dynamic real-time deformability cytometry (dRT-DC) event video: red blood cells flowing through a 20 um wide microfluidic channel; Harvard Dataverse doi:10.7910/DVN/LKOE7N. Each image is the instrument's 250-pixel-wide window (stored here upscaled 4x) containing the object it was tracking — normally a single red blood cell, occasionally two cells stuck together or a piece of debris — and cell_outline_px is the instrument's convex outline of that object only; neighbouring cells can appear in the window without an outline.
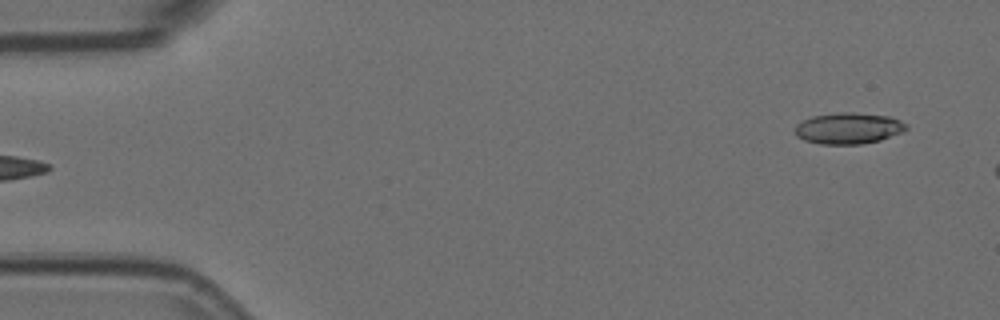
{"species": "Egyptian fruit bat (a non-hibernating species)", "species_latin": "Rousettus aegyptiacus", "temperature_condition": "room temperature", "stored_images_in_passage": 5, "segment_of_instrument_passage": [2, 2], "camera_frame_rate_fps": 3000, "um_per_image_px": 0.085, "animal": {"sex": "female"}, "frame": {"image": 1, "passage_image": 5, "time_ms": 1.333, "image_size_px": [1000, 320], "cell_outline_px": [[908, 128], [904, 132], [880, 140], [860, 144], [820, 144], [804, 140], [796, 136], [796, 124], [812, 116], [840, 112], [852, 112], [888, 116], [900, 120], [908, 124]], "centroid_in_image_um": [72.15, 10.9], "position_along_channel_um": 12.9, "area_um2": 20.29}}